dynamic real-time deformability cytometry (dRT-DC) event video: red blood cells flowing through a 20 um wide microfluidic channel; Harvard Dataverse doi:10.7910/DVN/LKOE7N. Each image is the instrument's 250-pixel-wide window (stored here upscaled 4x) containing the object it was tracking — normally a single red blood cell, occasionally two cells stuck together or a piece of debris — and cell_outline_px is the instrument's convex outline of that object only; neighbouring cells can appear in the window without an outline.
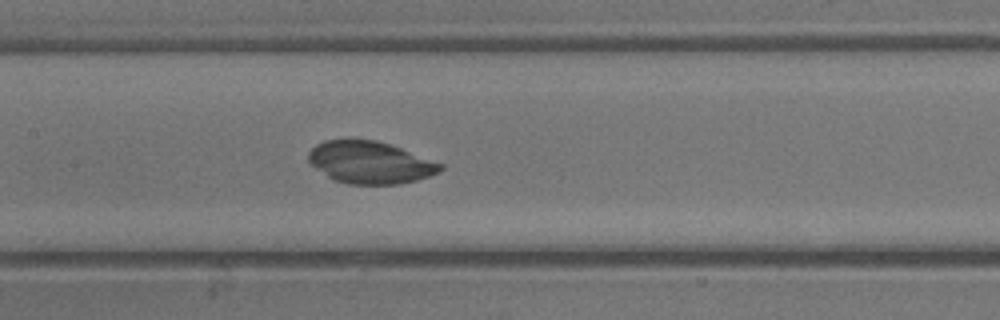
{"species": "common noctule bat (a hibernating species)", "species_latin": "Nyctalus noctula", "temperature_condition": "warm", "stored_images_in_passage": 19, "camera_frame_rate_fps": 3000, "um_per_image_px": 0.085, "animal": {"sex": "male", "body_mass_g": 13.3}, "frame": {"image": 1, "passage_image": 6, "time_ms": 1.667, "image_size_px": [1000, 320], "cell_outline_px": [[444, 168], [440, 172], [416, 180], [400, 184], [348, 184], [332, 180], [316, 168], [308, 160], [308, 152], [316, 144], [324, 140], [348, 136], [352, 136], [376, 140], [400, 148], [444, 164]], "centroid_in_image_um": [31.41, 13.77], "position_along_channel_um": 176.0, "area_um2": 33.12}}
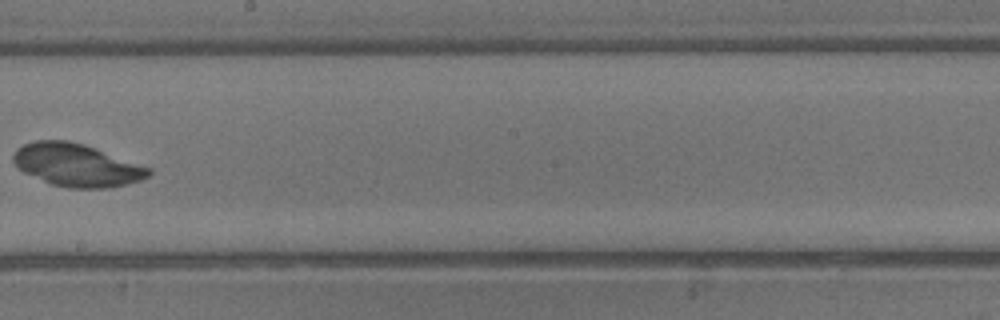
{"frame": {"image": 2, "passage_image": 9, "time_ms": 2.667, "image_size_px": [1000, 320], "cell_outline_px": [[152, 172], [148, 176], [140, 180], [108, 188], [68, 188], [52, 184], [24, 172], [16, 168], [12, 160], [12, 156], [16, 148], [24, 144], [36, 140], [68, 140], [84, 144], [152, 168]], "centroid_in_image_um": [6.49, 14.02], "position_along_channel_um": 241.7, "area_um2": 33.7}}